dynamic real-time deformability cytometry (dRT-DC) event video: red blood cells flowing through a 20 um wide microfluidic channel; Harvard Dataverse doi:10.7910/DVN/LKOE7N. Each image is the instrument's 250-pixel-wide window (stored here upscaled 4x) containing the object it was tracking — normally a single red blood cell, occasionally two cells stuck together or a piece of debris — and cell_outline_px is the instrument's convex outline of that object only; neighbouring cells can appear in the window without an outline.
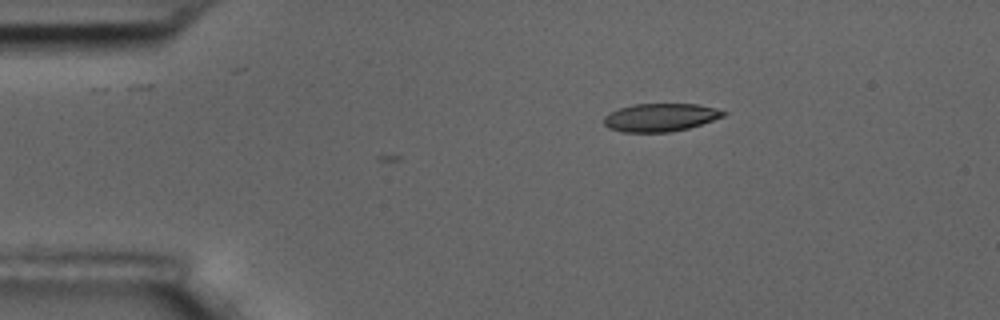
{"species": "common noctule bat (a hibernating species)", "species_latin": "Nyctalus noctula", "temperature_condition": "room temperature", "stored_images_in_passage": 2, "camera_frame_rate_fps": 3000, "um_per_image_px": 0.085, "animal": {"sex": "male", "body_mass_g": 17.5, "forearm_length_mm": 52.3}, "frame": {"image": 1, "passage_image": 2, "time_ms": 0.333, "image_size_px": [1000, 320], "cell_outline_px": [[728, 112], [724, 116], [688, 128], [668, 132], [624, 132], [608, 128], [604, 124], [604, 116], [608, 112], [632, 104], [696, 104], [716, 108]], "centroid_in_image_um": [56.1, 9.97], "position_along_channel_um": 28.9, "area_um2": 19.48}}